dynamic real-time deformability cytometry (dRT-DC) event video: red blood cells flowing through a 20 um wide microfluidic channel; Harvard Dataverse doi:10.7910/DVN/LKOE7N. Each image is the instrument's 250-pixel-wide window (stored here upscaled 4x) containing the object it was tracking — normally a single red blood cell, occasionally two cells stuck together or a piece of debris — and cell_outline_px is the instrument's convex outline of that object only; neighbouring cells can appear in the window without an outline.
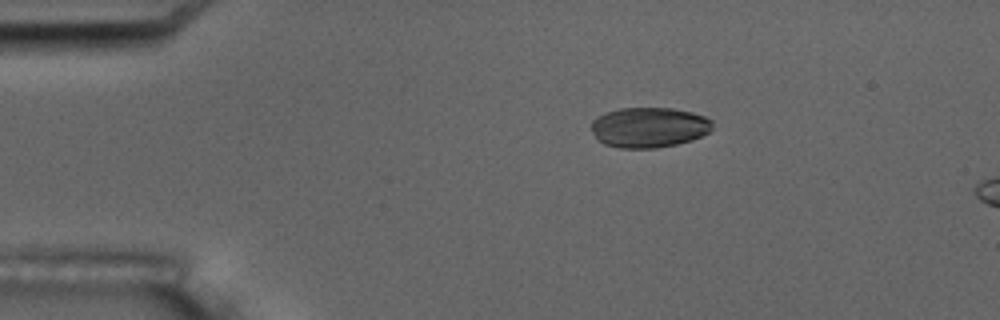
{"species": "common noctule bat (a hibernating species)", "species_latin": "Nyctalus noctula", "temperature_condition": "room temperature", "stored_images_in_passage": 5, "camera_frame_rate_fps": 3000, "um_per_image_px": 0.085, "animal": {"sex": "male", "body_mass_g": 17.5, "forearm_length_mm": 52.3}, "frame": {"image": 1, "passage_image": 3, "time_ms": 2.333, "image_size_px": [1000, 320], "cell_outline_px": [[712, 128], [708, 132], [692, 140], [676, 144], [656, 148], [620, 148], [604, 144], [596, 140], [592, 132], [592, 120], [596, 116], [604, 112], [620, 108], [672, 108], [692, 112], [704, 116], [712, 120]], "centroid_in_image_um": [55.13, 10.82], "position_along_channel_um": 29.9, "area_um2": 28.61}}